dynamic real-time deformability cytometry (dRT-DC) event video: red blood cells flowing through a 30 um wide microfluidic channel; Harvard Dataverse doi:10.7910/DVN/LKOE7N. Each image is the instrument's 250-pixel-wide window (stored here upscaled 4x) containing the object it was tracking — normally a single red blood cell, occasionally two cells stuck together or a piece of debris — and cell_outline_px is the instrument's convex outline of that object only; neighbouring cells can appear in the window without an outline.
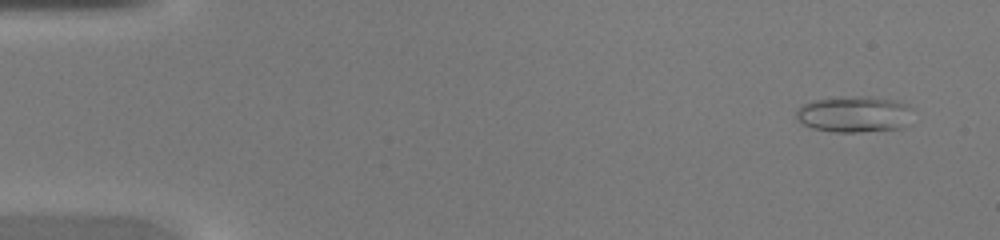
{"species": "common noctule bat (a hibernating species)", "species_latin": "Nyctalus noctula", "temperature_condition": "warm", "stored_images_in_passage": 12, "camera_frame_rate_fps": 3000, "um_per_image_px": 0.085, "animal": {"sex": "female", "body_mass_g": 20.0, "forearm_length_mm": 54.0}, "frame": {"image": 1, "passage_image": 3, "time_ms": 0.667, "image_size_px": [1000, 240], "cell_outline_px": [[912, 108], [908, 124], [900, 128], [860, 132], [836, 132], [812, 128], [796, 120], [796, 108], [812, 100], [860, 96], [868, 96], [896, 100], [908, 104]], "centroid_in_image_um": [72.62, 9.71], "position_along_channel_um": 12.4, "area_um2": 24.68}}
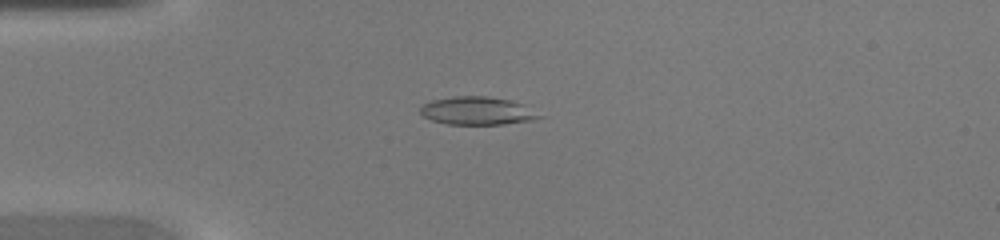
{"frame": {"image": 2, "passage_image": 12, "time_ms": 3.667, "image_size_px": [1000, 240], "cell_outline_px": [[544, 116], [532, 120], [504, 124], [448, 124], [432, 120], [424, 116], [420, 112], [420, 108], [424, 104], [432, 100], [452, 96], [488, 96], [512, 100], [524, 104]], "centroid_in_image_um": [40.6, 9.41], "position_along_channel_um": 44.4, "area_um2": 19.48}}